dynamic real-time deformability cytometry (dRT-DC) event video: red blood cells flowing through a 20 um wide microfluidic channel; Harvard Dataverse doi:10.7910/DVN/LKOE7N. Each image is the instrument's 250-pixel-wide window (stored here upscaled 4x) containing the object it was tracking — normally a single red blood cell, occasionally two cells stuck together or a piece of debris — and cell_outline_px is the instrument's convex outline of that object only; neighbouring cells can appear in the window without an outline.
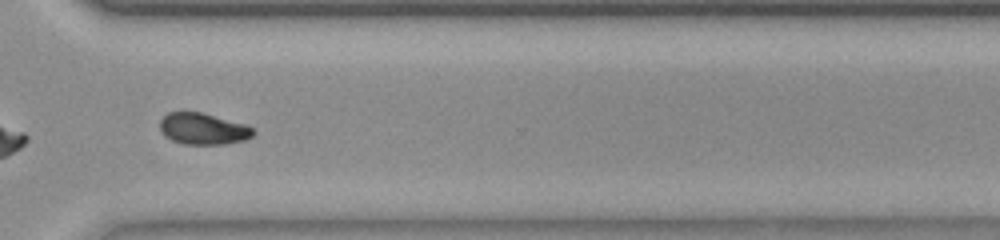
{"species": "common noctule bat (a hibernating species)", "species_latin": "Nyctalus noctula", "temperature_condition": "room temperature", "stored_images_in_passage": 53, "camera_frame_rate_fps": 3000, "um_per_image_px": 0.085, "animal": {"sex": "female", "body_mass_g": 23.0, "forearm_length_mm": 53.4}, "frame": {"image": 1, "passage_image": 39, "time_ms": 12.667, "image_size_px": [1000, 240], "cell_outline_px": [[256, 132], [252, 136], [244, 140], [224, 144], [184, 144], [172, 140], [164, 136], [160, 132], [160, 120], [168, 112], [200, 112], [248, 124]], "centroid_in_image_um": [17.27, 10.95], "position_along_channel_um": 353.3, "area_um2": 17.22}}
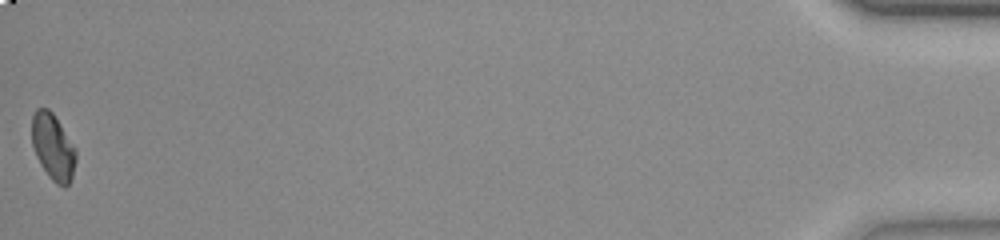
{"frame": {"image": 2, "passage_image": 53, "time_ms": 17.333, "image_size_px": [1000, 240], "cell_outline_px": [[76, 160], [72, 176], [68, 184], [64, 188], [56, 184], [48, 176], [40, 164], [36, 156], [32, 144], [32, 116], [36, 108], [48, 108], [52, 112], [76, 148]], "centroid_in_image_um": [4.5, 12.5], "position_along_channel_um": 430.7, "area_um2": 17.05}, "authors_computed_cell_mechanics": {"area_um2": 17.7446, "velocity_mm_per_s": 3.8649, "shape_relaxation_time_tau1_ms": 3.5645, "shape_relaxation_time_tau2_ms": 3.8638, "deformation_change_tau1": 0.1239, "deformation_change_tau2": 0.0708}}